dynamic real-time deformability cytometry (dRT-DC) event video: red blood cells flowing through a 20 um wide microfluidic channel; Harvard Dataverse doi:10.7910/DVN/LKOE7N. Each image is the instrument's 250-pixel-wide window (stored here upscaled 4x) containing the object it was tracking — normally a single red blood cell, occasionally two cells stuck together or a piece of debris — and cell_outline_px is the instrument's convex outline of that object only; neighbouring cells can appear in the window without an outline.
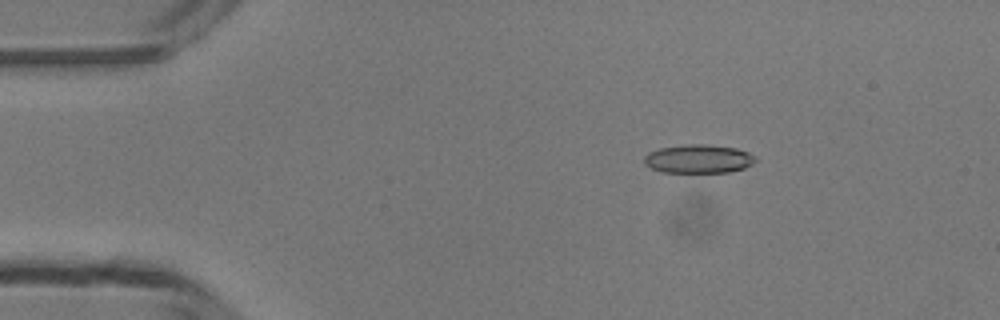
{"species": "common noctule bat (a hibernating species)", "species_latin": "Nyctalus noctula", "temperature_condition": "room temperature", "stored_images_in_passage": 49, "camera_frame_rate_fps": 3000, "um_per_image_px": 0.085, "animal": {"sex": "male", "body_mass_g": 13.3}, "frame": {"image": 1, "passage_image": 8, "time_ms": 2.333, "image_size_px": [1000, 320], "cell_outline_px": [[756, 160], [752, 164], [744, 168], [728, 172], [664, 172], [652, 168], [644, 164], [644, 156], [648, 152], [660, 148], [684, 144], [708, 144], [736, 148], [748, 152], [756, 156]], "centroid_in_image_um": [59.37, 13.49], "position_along_channel_um": 25.6, "area_um2": 18.61}}
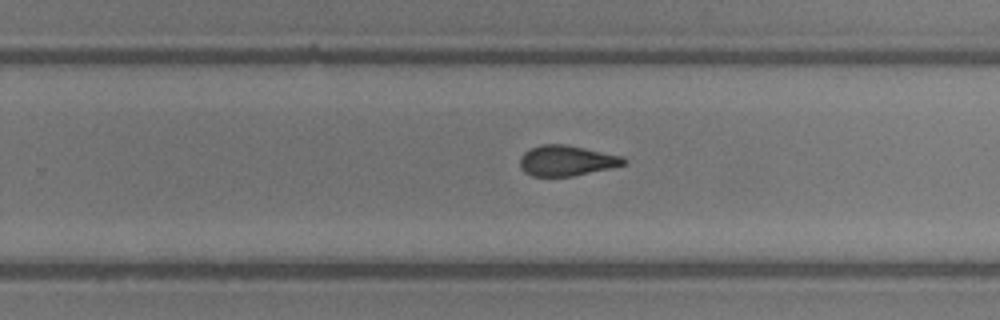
{"frame": {"image": 2, "passage_image": 31, "time_ms": 10.0, "image_size_px": [1000, 320], "cell_outline_px": [[628, 160], [624, 164], [608, 168], [572, 176], [532, 176], [524, 172], [520, 168], [520, 156], [528, 148], [540, 144], [564, 144], [624, 156]], "centroid_in_image_um": [48.11, 13.64], "position_along_channel_um": 281.7, "area_um2": 18.44}}
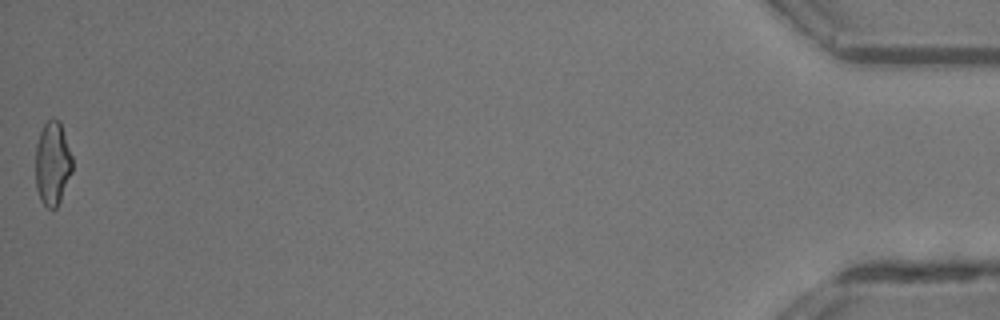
{"frame": {"image": 3, "passage_image": 49, "time_ms": 16.0, "image_size_px": [1000, 320], "cell_outline_px": [[72, 172], [60, 200], [56, 208], [52, 212], [40, 200], [36, 188], [36, 144], [40, 132], [44, 124], [52, 116], [60, 120], [72, 156]], "centroid_in_image_um": [4.46, 13.88], "position_along_channel_um": 430.7, "area_um2": 18.15}, "authors_computed_cell_mechanics": {"area_um2": 18.496, "velocity_mm_per_s": 4.21, "shape_relaxation_time_tau1_ms": 5.5299, "shape_relaxation_time_tau2_ms": 1.4627, "deformation_change_tau1": 0.1771, "deformation_change_tau2": 0.0963}}